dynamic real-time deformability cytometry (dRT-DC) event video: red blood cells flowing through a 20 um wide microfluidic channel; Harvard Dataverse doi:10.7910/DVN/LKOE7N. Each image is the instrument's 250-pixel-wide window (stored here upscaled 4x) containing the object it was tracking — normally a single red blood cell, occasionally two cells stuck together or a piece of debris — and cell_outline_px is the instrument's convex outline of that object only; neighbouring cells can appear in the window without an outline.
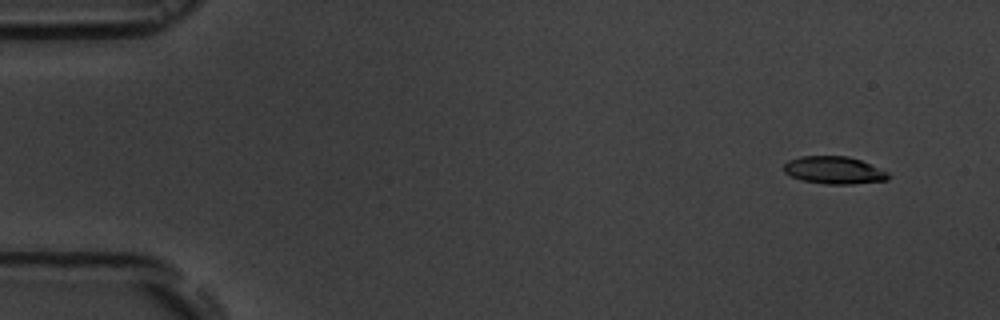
{"species": "common noctule bat (a hibernating species)", "species_latin": "Nyctalus noctula", "temperature_condition": "room temperature", "stored_images_in_passage": 15, "camera_frame_rate_fps": 3000, "um_per_image_px": 0.085, "animal": {"sex": "male", "body_mass_g": 19.5, "forearm_length_mm": 54.6}, "frame": {"image": 1, "passage_image": 1, "time_ms": 0.0, "image_size_px": [1000, 320], "cell_outline_px": [[892, 176], [888, 180], [852, 184], [824, 184], [800, 180], [784, 172], [784, 164], [788, 160], [800, 156], [848, 156], [872, 164], [888, 172]], "centroid_in_image_um": [70.92, 14.47], "position_along_channel_um": 14.1, "area_um2": 16.94}}
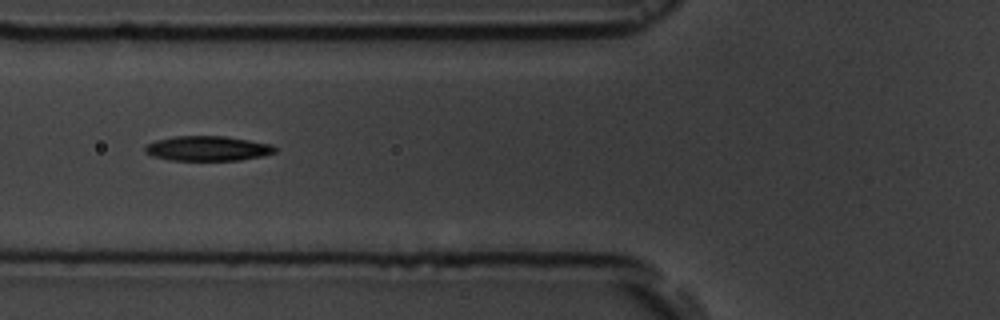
{"frame": {"image": 2, "passage_image": 5, "time_ms": 5.667, "image_size_px": [1000, 320], "cell_outline_px": [[276, 152], [264, 156], [240, 160], [168, 160], [152, 156], [144, 152], [144, 148], [148, 144], [156, 140], [176, 136], [224, 136], [272, 144], [276, 148]], "centroid_in_image_um": [17.65, 12.62], "position_along_channel_um": 108.1, "area_um2": 18.84}}
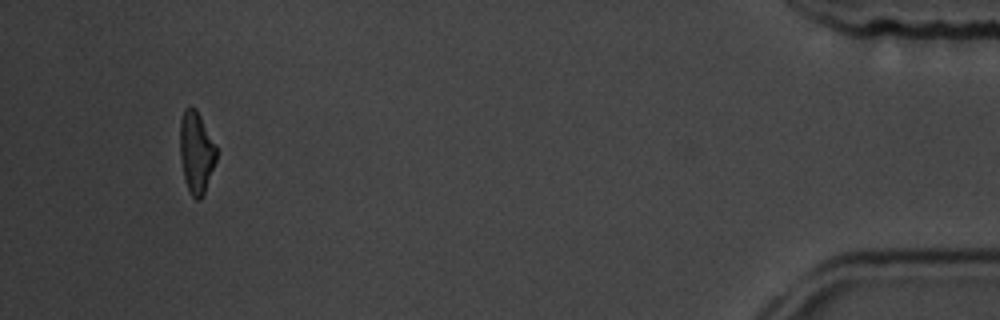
{"frame": {"image": 3, "passage_image": 14, "time_ms": 16.0, "image_size_px": [1000, 320], "cell_outline_px": [[216, 160], [204, 192], [200, 200], [196, 200], [192, 196], [188, 188], [184, 176], [180, 160], [180, 120], [184, 108], [196, 108], [216, 144]], "centroid_in_image_um": [16.68, 12.92], "position_along_channel_um": 418.5, "area_um2": 17.22}, "authors_computed_cell_mechanics": {"area_um2": 18.3804, "velocity_mm_per_s": 3.7216, "shape_relaxation_time_tau1_ms": 2.7882, "shape_relaxation_time_tau2_ms": 7.9622, "deformation_change_tau1": 0.1251, "deformation_change_tau2": 0.1559}}